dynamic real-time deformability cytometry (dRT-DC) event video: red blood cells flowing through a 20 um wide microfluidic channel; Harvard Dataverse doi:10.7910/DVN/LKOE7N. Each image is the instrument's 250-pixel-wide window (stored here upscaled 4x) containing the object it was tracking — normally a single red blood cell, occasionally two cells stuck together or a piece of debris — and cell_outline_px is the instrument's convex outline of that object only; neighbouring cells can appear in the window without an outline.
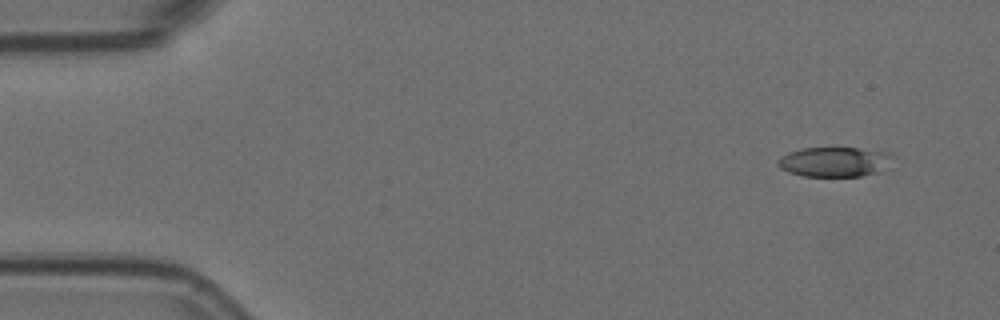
{"species": "Egyptian fruit bat (a non-hibernating species)", "species_latin": "Rousettus aegyptiacus", "temperature_condition": "room temperature", "stored_images_in_passage": 6, "camera_frame_rate_fps": 3000, "um_per_image_px": 0.085, "animal": {"sex": "female"}, "frame": {"image": 1, "passage_image": 1, "time_ms": 0.0, "image_size_px": [1000, 320], "cell_outline_px": [[880, 172], [860, 176], [804, 176], [788, 172], [780, 168], [776, 164], [776, 160], [780, 156], [788, 152], [804, 148], [856, 148], [880, 152]], "centroid_in_image_um": [70.6, 13.77], "position_along_channel_um": 14.4, "area_um2": 18.67}}
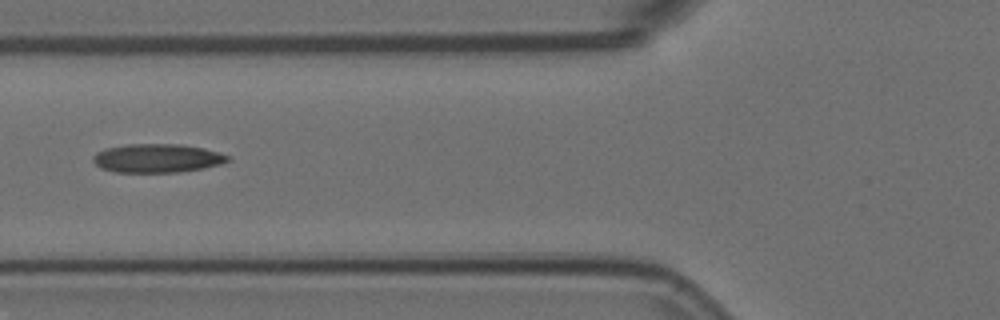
{"frame": {"image": 2, "passage_image": 6, "time_ms": 1.667, "image_size_px": [1000, 320], "cell_outline_px": [[232, 160], [220, 164], [204, 168], [180, 172], [116, 172], [100, 168], [92, 160], [92, 156], [96, 152], [104, 148], [128, 144], [180, 144], [204, 148], [232, 156]], "centroid_in_image_um": [13.37, 13.44], "position_along_channel_um": 112.4, "area_um2": 22.77}}